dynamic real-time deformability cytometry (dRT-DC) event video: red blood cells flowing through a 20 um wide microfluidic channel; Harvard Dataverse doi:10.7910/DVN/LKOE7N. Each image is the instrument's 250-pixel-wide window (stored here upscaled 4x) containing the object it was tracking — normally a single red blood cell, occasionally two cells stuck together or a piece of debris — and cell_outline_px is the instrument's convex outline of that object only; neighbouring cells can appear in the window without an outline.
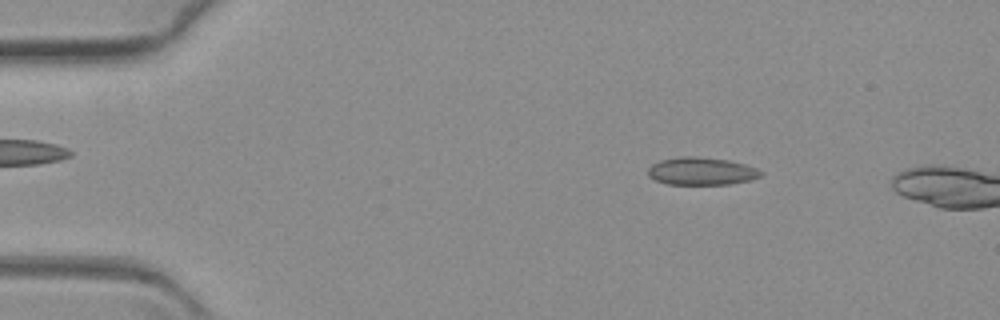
{"species": "common noctule bat (a hibernating species)", "species_latin": "Nyctalus noctula", "temperature_condition": "warm", "stored_images_in_passage": 12, "camera_frame_rate_fps": 3000, "um_per_image_px": 0.085, "animal": {"sex": "female", "body_mass_g": 19.3, "forearm_length_mm": 54.1}, "frame": {"image": 1, "passage_image": 9, "time_ms": 2.667, "image_size_px": [1000, 320], "cell_outline_px": [[764, 172], [760, 176], [748, 180], [728, 184], [668, 184], [656, 180], [648, 176], [648, 168], [652, 164], [660, 160], [680, 156], [700, 156], [728, 160], [744, 164], [756, 168]], "centroid_in_image_um": [59.59, 14.54], "position_along_channel_um": 25.4, "area_um2": 18.15}}